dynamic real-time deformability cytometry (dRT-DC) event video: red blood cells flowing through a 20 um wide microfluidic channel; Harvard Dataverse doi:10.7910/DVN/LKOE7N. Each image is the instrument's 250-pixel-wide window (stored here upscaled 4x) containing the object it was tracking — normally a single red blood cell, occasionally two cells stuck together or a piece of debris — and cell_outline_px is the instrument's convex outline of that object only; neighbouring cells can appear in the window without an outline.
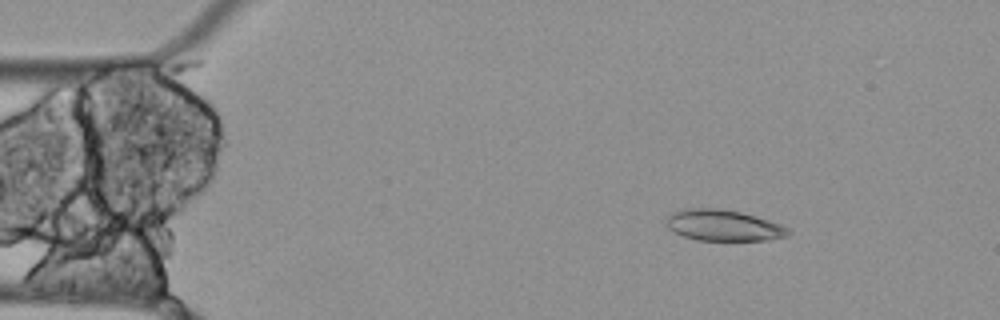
{"species": "Egyptian fruit bat (a non-hibernating species)", "species_latin": "Rousettus aegyptiacus", "temperature_condition": "cold", "stored_images_in_passage": 50, "camera_frame_rate_fps": 3000, "um_per_image_px": 0.085, "animal": {"sex": "female"}, "frame": {"image": 1, "passage_image": 1, "time_ms": 0.0, "image_size_px": [1000, 320], "cell_outline_px": [[792, 232], [788, 236], [764, 240], [696, 240], [684, 236], [668, 228], [664, 224], [668, 216], [672, 212], [684, 208], [720, 208], [740, 212], [756, 216], [780, 224], [788, 228]], "centroid_in_image_um": [61.47, 19.15], "position_along_channel_um": 23.5, "area_um2": 22.14}}
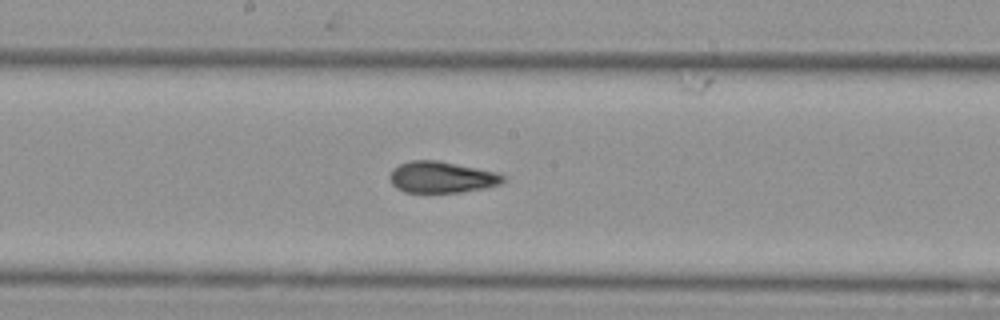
{"frame": {"image": 2, "passage_image": 22, "time_ms": 7.0, "image_size_px": [1000, 320], "cell_outline_px": [[508, 176], [500, 184], [484, 188], [460, 192], [404, 192], [396, 188], [392, 184], [388, 176], [392, 168], [400, 164], [412, 160], [436, 160], [496, 172]], "centroid_in_image_um": [37.52, 15.06], "position_along_channel_um": 210.7, "area_um2": 20.69}}
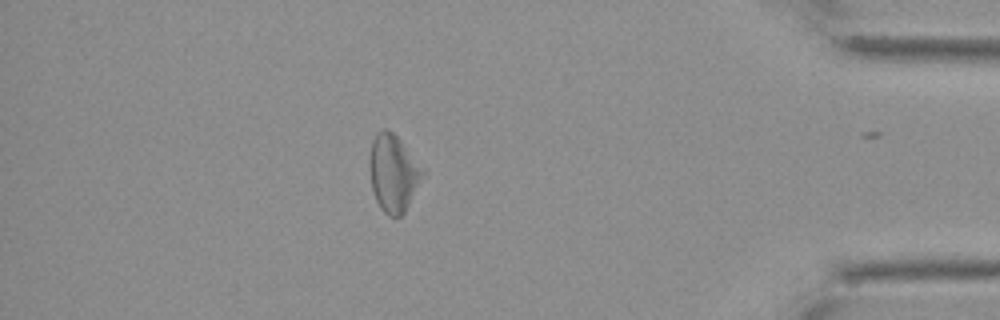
{"frame": {"image": 3, "passage_image": 42, "time_ms": 13.667, "image_size_px": [1000, 320], "cell_outline_px": [[428, 172], [404, 212], [400, 216], [388, 216], [380, 208], [376, 200], [372, 188], [368, 164], [368, 160], [372, 140], [376, 132], [384, 128], [388, 128], [400, 140]], "centroid_in_image_um": [33.45, 14.7], "position_along_channel_um": 401.8, "area_um2": 24.39}, "authors_computed_cell_mechanics": {"area_um2": 22.2819, "velocity_mm_per_s": 3.4799, "shape_relaxation_time_tau1_ms": null, "shape_relaxation_time_tau2_ms": 6.2819, "deformation_change_tau1": null, "deformation_change_tau2": 0.1515}}